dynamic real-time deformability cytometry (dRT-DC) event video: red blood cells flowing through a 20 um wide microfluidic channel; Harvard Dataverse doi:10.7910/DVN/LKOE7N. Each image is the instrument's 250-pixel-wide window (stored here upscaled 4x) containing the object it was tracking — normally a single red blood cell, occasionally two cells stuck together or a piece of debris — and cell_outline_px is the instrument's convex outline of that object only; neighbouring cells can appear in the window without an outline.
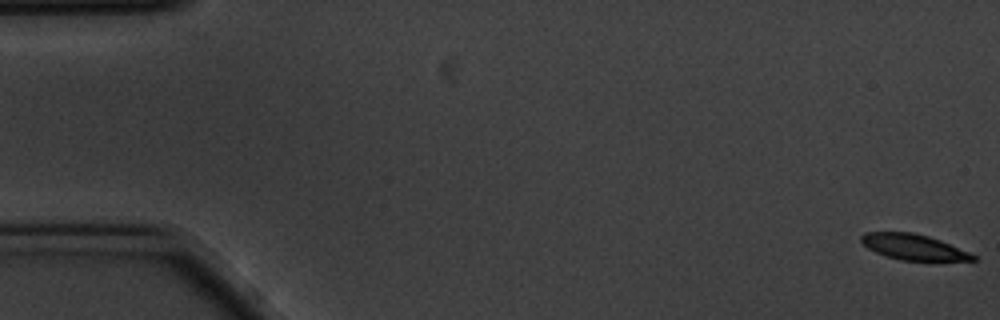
{"species": "common noctule bat (a hibernating species)", "species_latin": "Nyctalus noctula", "temperature_condition": "cold", "stored_images_in_passage": 58, "camera_frame_rate_fps": 3000, "um_per_image_px": 0.085, "animal": {"sex": "male", "body_mass_g": 20.1, "forearm_length_mm": 53.5}, "frame": {"image": 1, "passage_image": 1, "time_ms": 0.0, "image_size_px": [1000, 320], "cell_outline_px": [[976, 260], [900, 260], [876, 252], [868, 248], [860, 240], [860, 236], [864, 232], [912, 232], [928, 236], [940, 240], [968, 252], [976, 256]], "centroid_in_image_um": [77.6, 20.98], "position_along_channel_um": 7.4, "area_um2": 16.36}}
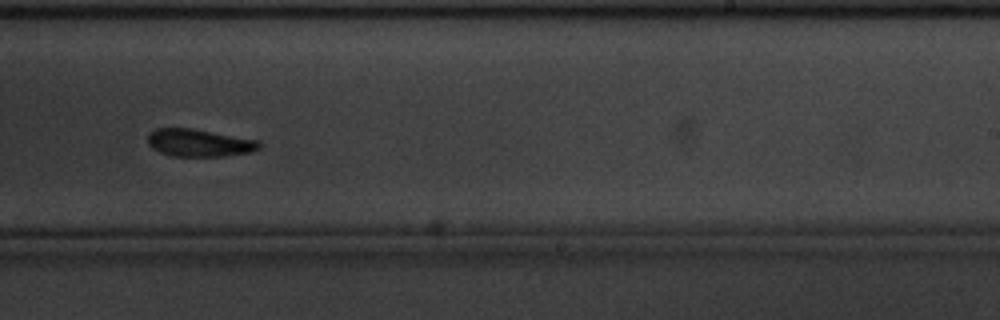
{"frame": {"image": 2, "passage_image": 36, "time_ms": 11.667, "image_size_px": [1000, 320], "cell_outline_px": [[260, 148], [248, 152], [224, 156], [172, 156], [160, 152], [152, 148], [148, 144], [148, 136], [156, 128], [192, 128], [260, 140]], "centroid_in_image_um": [16.93, 12.13], "position_along_channel_um": 272.1, "area_um2": 17.8}}
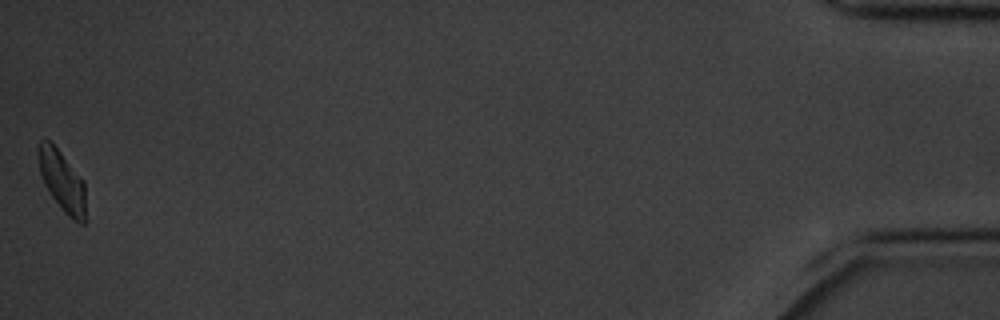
{"frame": {"image": 3, "passage_image": 58, "time_ms": 19.0, "image_size_px": [1000, 320], "cell_outline_px": [[88, 220], [84, 224], [80, 224], [72, 220], [60, 208], [44, 184], [40, 172], [36, 152], [36, 148], [40, 140], [48, 140], [60, 152], [84, 180]], "centroid_in_image_um": [5.32, 15.46], "position_along_channel_um": 429.9, "area_um2": 17.28}, "authors_computed_cell_mechanics": {"area_um2": 18.3515, "velocity_mm_per_s": 3.4558, "shape_relaxation_time_tau1_ms": 3.1295, "shape_relaxation_time_tau2_ms": 8.0965, "deformation_change_tau1": 0.0996, "deformation_change_tau2": 0.1349}}